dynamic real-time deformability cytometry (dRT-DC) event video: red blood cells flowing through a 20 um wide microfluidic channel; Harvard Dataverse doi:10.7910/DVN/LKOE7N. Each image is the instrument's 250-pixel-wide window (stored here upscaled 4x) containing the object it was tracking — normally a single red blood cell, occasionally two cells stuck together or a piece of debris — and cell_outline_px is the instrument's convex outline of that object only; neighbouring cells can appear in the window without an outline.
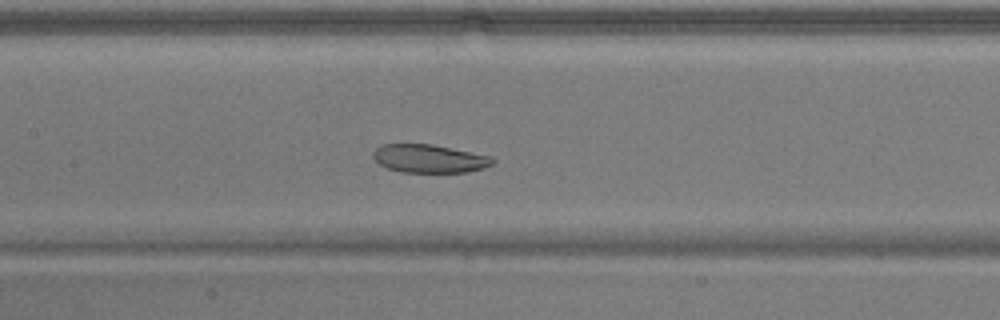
{"species": "common noctule bat (a hibernating species)", "species_latin": "Nyctalus noctula", "temperature_condition": "warm", "stored_images_in_passage": 37, "camera_frame_rate_fps": 3000, "um_per_image_px": 0.085, "animal": {"sex": "male", "body_mass_g": 17.9}, "frame": {"image": 1, "passage_image": 9, "time_ms": 2.667, "image_size_px": [1000, 320], "cell_outline_px": [[496, 160], [492, 164], [484, 168], [468, 172], [400, 172], [388, 168], [380, 164], [372, 156], [372, 152], [380, 144], [432, 144], [492, 156]], "centroid_in_image_um": [36.5, 13.48], "position_along_channel_um": 170.9, "area_um2": 19.77}}
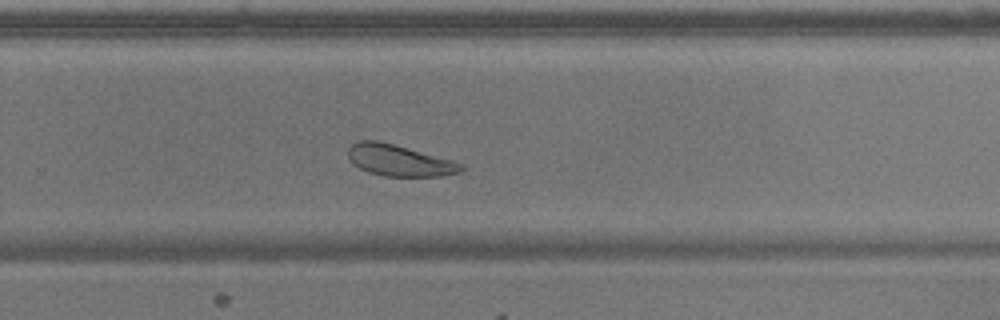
{"frame": {"image": 2, "passage_image": 19, "time_ms": 6.0, "image_size_px": [1000, 320], "cell_outline_px": [[464, 168], [460, 172], [440, 176], [384, 176], [368, 172], [352, 164], [348, 156], [348, 148], [352, 144], [360, 140], [376, 140], [392, 144], [452, 160], [464, 164]], "centroid_in_image_um": [33.91, 13.64], "position_along_channel_um": 295.9, "area_um2": 20.46}}
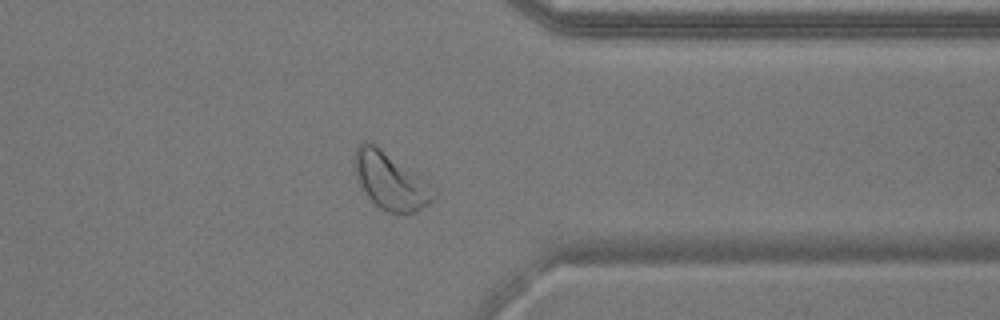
{"frame": {"image": 3, "passage_image": 26, "time_ms": 8.333, "image_size_px": [1000, 320], "cell_outline_px": [[436, 196], [428, 204], [416, 212], [388, 212], [380, 208], [368, 196], [356, 180], [352, 164], [356, 144], [372, 144], [380, 148], [436, 188]], "centroid_in_image_um": [33.16, 15.39], "position_along_channel_um": 378.2, "area_um2": 25.89}, "authors_computed_cell_mechanics": {"area_um2": 21.7328, "velocity_mm_per_s": 3.7637, "shape_relaxation_time_tau1_ms": 5.9682, "shape_relaxation_time_tau2_ms": 5.4143, "deformation_change_tau1": 0.1016, "deformation_change_tau2": 0.1191}}